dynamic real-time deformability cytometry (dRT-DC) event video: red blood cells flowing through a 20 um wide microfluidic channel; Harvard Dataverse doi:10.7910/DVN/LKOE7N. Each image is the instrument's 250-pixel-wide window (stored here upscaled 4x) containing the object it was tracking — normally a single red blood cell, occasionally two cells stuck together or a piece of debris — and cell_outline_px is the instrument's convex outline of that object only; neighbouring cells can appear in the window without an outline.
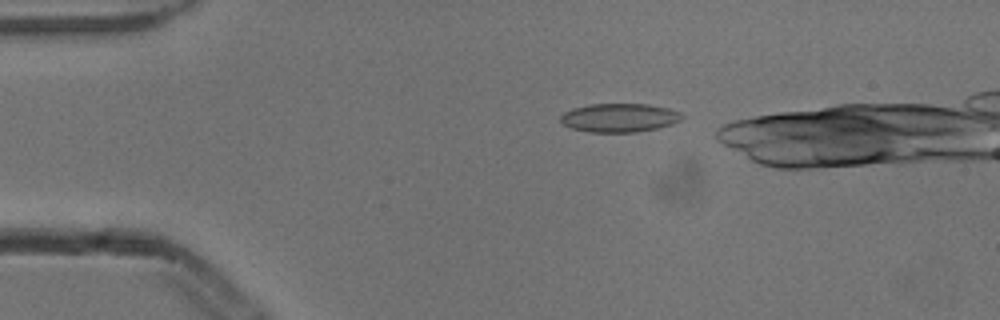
{"species": "common noctule bat (a hibernating species)", "species_latin": "Nyctalus noctula", "temperature_condition": "cold", "stored_images_in_passage": 4, "camera_frame_rate_fps": 3000, "um_per_image_px": 0.085, "animal": {"sex": "male", "body_mass_g": 13.3}, "frame": {"image": 1, "passage_image": 1, "time_ms": 0.0, "image_size_px": [1000, 320], "cell_outline_px": [[684, 116], [680, 120], [672, 124], [656, 128], [636, 132], [588, 132], [572, 128], [564, 124], [560, 120], [560, 116], [564, 112], [572, 108], [588, 104], [648, 104], [668, 108], [680, 112]], "centroid_in_image_um": [52.63, 10.0], "position_along_channel_um": 32.4, "area_um2": 20.29}}
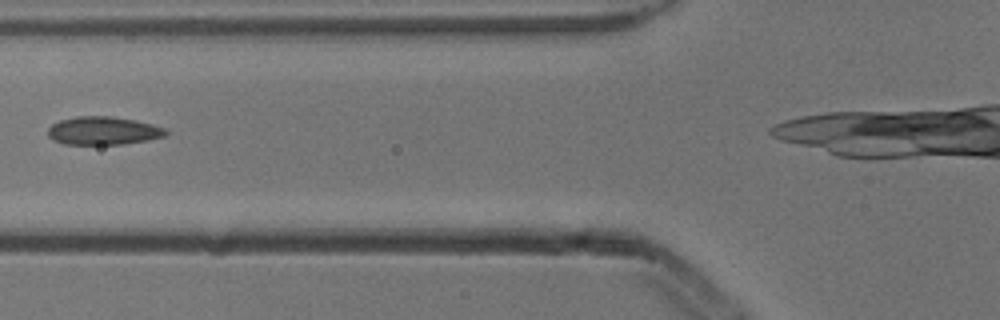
{"frame": {"image": 2, "passage_image": 4, "time_ms": 1.0, "image_size_px": [1000, 320], "cell_outline_px": [[168, 132], [164, 136], [148, 140], [124, 144], [64, 144], [48, 136], [48, 128], [52, 124], [60, 120], [76, 116], [112, 116], [136, 120], [152, 124], [164, 128]], "centroid_in_image_um": [8.78, 11.1], "position_along_channel_um": 117.0, "area_um2": 19.31}}